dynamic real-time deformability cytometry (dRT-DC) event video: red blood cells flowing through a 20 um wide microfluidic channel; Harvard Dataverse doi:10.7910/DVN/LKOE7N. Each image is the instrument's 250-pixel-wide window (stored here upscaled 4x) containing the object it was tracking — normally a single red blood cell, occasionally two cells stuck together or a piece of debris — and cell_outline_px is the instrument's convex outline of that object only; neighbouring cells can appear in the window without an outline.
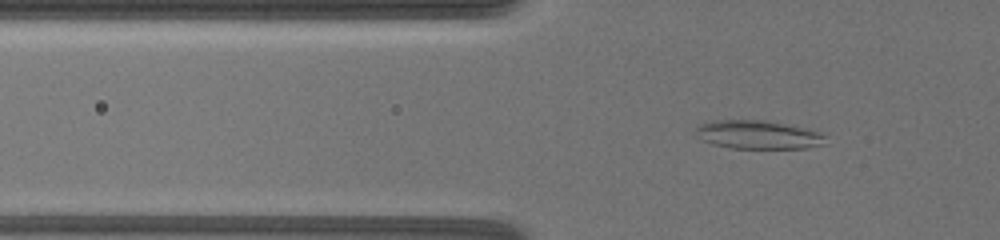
{"species": "common noctule bat (a hibernating species)", "species_latin": "Nyctalus noctula", "temperature_condition": "warm", "stored_images_in_passage": 9, "camera_frame_rate_fps": 3000, "um_per_image_px": 0.085, "animal": {"sex": "female", "body_mass_g": 19.5, "forearm_length_mm": 54.1}, "frame": {"image": 1, "passage_image": 2, "time_ms": 0.333, "image_size_px": [1000, 240], "cell_outline_px": [[824, 144], [808, 148], [732, 148], [712, 144], [696, 136], [696, 128], [700, 124], [712, 120], [764, 120], [808, 128], [820, 132], [824, 136]], "centroid_in_image_um": [64.43, 11.44], "position_along_channel_um": 61.4, "area_um2": 21.56}}